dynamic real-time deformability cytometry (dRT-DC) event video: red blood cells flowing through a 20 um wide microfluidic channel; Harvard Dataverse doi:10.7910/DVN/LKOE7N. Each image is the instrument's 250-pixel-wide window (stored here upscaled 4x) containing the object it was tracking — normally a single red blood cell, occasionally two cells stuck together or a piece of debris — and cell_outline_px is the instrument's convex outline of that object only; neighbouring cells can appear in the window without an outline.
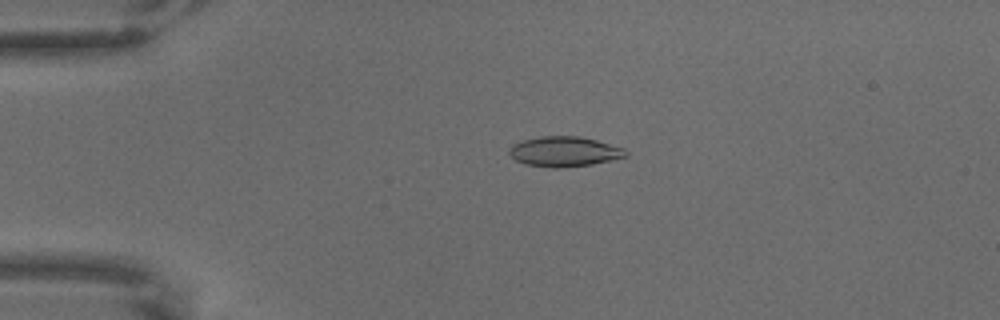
{"species": "common noctule bat (a hibernating species)", "species_latin": "Nyctalus noctula", "temperature_condition": "warm", "stored_images_in_passage": 65, "camera_frame_rate_fps": 3000, "um_per_image_px": 0.085, "animal": {"sex": "male", "body_mass_g": 18.8}, "frame": {"image": 1, "passage_image": 15, "time_ms": 4.667, "image_size_px": [1000, 320], "cell_outline_px": [[628, 156], [592, 164], [560, 168], [552, 168], [524, 164], [516, 160], [508, 152], [508, 148], [512, 144], [524, 140], [540, 136], [580, 136], [596, 140], [624, 148], [628, 152]], "centroid_in_image_um": [47.96, 12.88], "position_along_channel_um": 37.0, "area_um2": 20.46}}
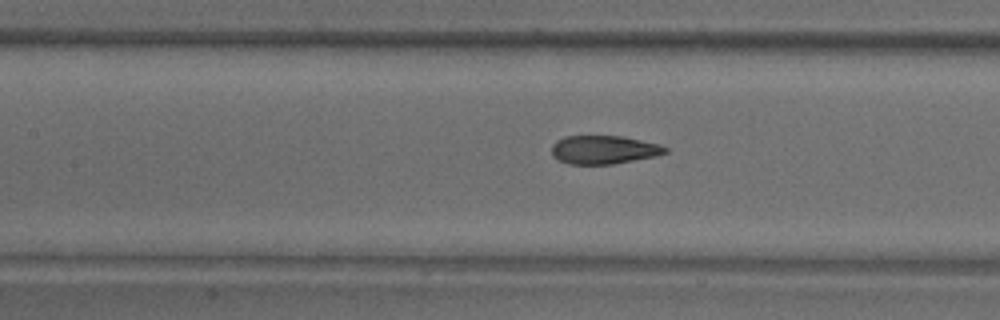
{"frame": {"image": 2, "passage_image": 30, "time_ms": 9.667, "image_size_px": [1000, 320], "cell_outline_px": [[668, 152], [656, 156], [612, 164], [568, 164], [556, 160], [552, 156], [552, 144], [556, 140], [564, 136], [624, 136], [660, 144], [668, 148]], "centroid_in_image_um": [51.31, 12.72], "position_along_channel_um": 156.1, "area_um2": 19.07}}
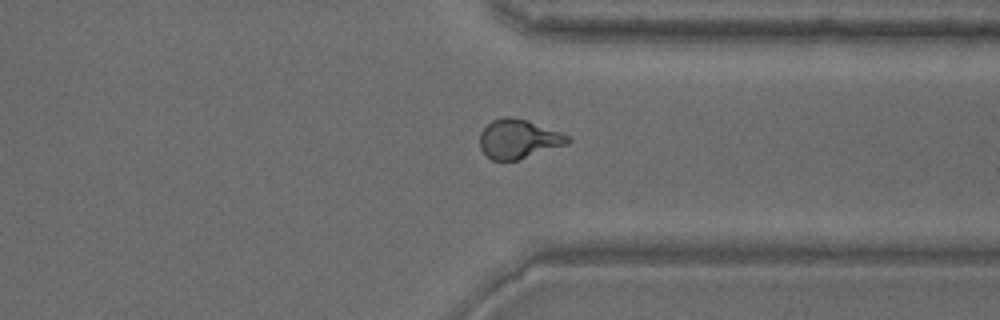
{"frame": {"image": 3, "passage_image": 50, "time_ms": 16.333, "image_size_px": [1000, 320], "cell_outline_px": [[572, 140], [568, 144], [516, 160], [492, 160], [480, 148], [480, 132], [492, 120], [504, 116], [508, 116], [528, 120], [560, 132], [568, 136]], "centroid_in_image_um": [44.07, 11.8], "position_along_channel_um": 367.3, "area_um2": 19.88}}